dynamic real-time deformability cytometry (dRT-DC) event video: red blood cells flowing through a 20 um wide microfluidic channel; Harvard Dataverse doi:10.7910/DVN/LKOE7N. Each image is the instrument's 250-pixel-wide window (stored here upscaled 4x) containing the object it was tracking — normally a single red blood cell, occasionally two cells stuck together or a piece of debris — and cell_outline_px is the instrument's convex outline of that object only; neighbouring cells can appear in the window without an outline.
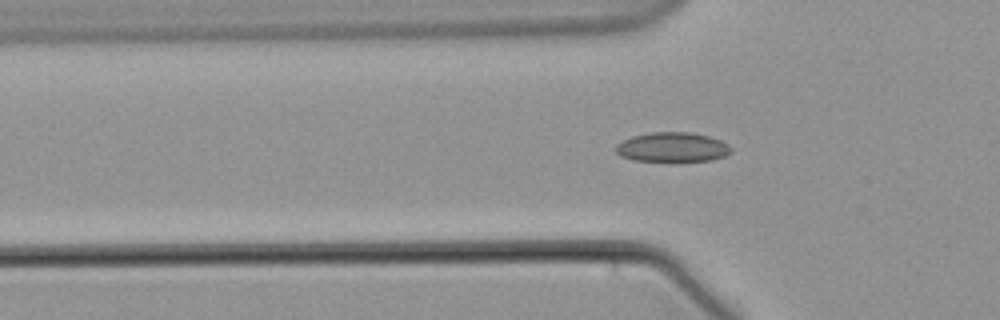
{"species": "common noctule bat (a hibernating species)", "species_latin": "Nyctalus noctula", "temperature_condition": "warm", "stored_images_in_passage": 61, "segment_of_instrument_passage": [1, 2], "camera_frame_rate_fps": 3000, "um_per_image_px": 0.085, "animal": {"sex": "male", "body_mass_g": 21.5, "forearm_length_mm": 52.0}, "frame": {"image": 1, "passage_image": 20, "time_ms": 6.333, "image_size_px": [1000, 320], "cell_outline_px": [[732, 152], [724, 156], [712, 160], [676, 164], [632, 160], [620, 156], [616, 152], [616, 144], [632, 136], [652, 132], [688, 132], [708, 136], [720, 140], [728, 144], [732, 148]], "centroid_in_image_um": [57.16, 12.56], "position_along_channel_um": 68.6, "area_um2": 20.75}}
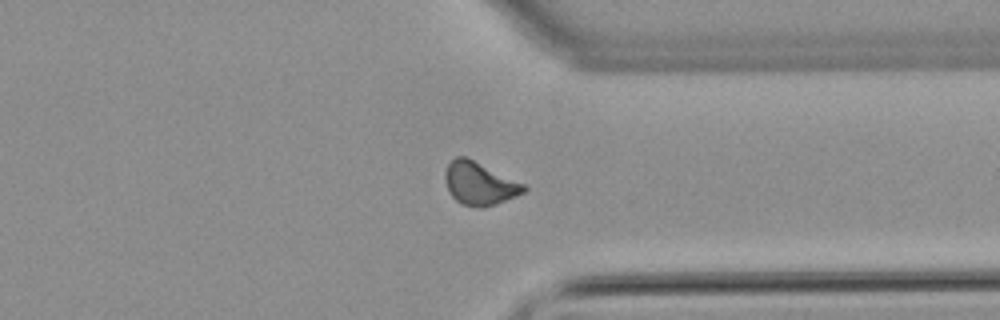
{"frame": {"image": 2, "passage_image": 46, "time_ms": 15.0, "image_size_px": [1000, 320], "cell_outline_px": [[528, 188], [524, 192], [516, 196], [496, 204], [484, 208], [480, 208], [460, 204], [448, 192], [444, 180], [444, 172], [448, 164], [456, 156], [464, 156], [524, 184]], "centroid_in_image_um": [40.72, 15.62], "position_along_channel_um": 370.7, "area_um2": 19.59}}
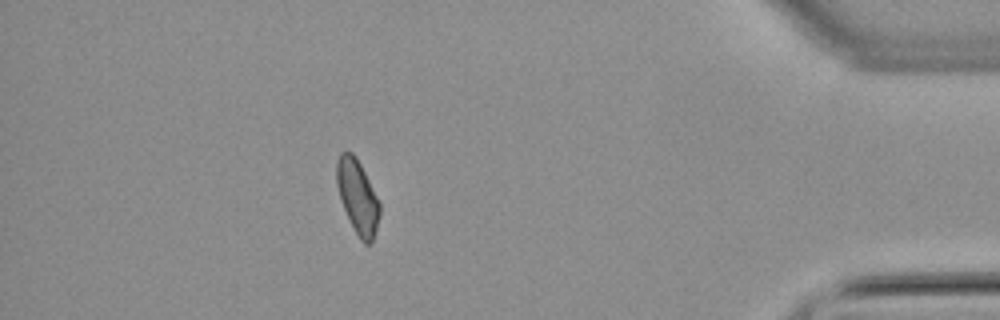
{"frame": {"image": 3, "passage_image": 53, "time_ms": 17.333, "image_size_px": [1000, 320], "cell_outline_px": [[380, 216], [372, 244], [364, 244], [360, 240], [340, 200], [336, 184], [336, 160], [340, 152], [352, 152], [356, 156], [380, 200]], "centroid_in_image_um": [30.4, 16.7], "position_along_channel_um": 404.8, "area_um2": 18.73}}